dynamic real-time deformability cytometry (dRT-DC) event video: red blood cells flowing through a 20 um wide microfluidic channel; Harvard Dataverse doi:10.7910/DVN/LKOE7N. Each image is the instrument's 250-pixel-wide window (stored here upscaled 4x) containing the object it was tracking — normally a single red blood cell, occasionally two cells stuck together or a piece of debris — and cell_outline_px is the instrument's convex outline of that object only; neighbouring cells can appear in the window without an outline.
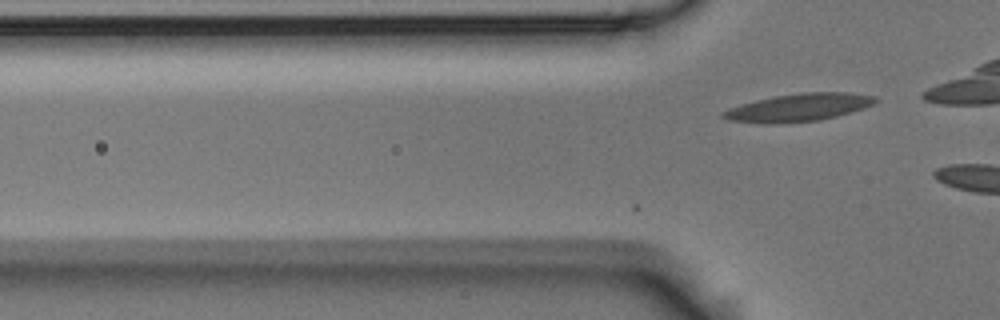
{"species": "Egyptian fruit bat (a non-hibernating species)", "species_latin": "Rousettus aegyptiacus", "temperature_condition": "room temperature", "stored_images_in_passage": 3, "camera_frame_rate_fps": 3000, "um_per_image_px": 0.085, "animal": {"sex": "male"}, "frame": {"image": 1, "passage_image": 3, "time_ms": 0.667, "image_size_px": [1000, 320], "cell_outline_px": [[880, 100], [864, 108], [836, 116], [820, 120], [768, 124], [728, 120], [720, 116], [720, 112], [728, 108], [740, 104], [756, 100], [776, 96], [800, 92], [848, 92], [876, 96]], "centroid_in_image_um": [67.87, 9.13], "position_along_channel_um": 57.9, "area_um2": 24.68}}